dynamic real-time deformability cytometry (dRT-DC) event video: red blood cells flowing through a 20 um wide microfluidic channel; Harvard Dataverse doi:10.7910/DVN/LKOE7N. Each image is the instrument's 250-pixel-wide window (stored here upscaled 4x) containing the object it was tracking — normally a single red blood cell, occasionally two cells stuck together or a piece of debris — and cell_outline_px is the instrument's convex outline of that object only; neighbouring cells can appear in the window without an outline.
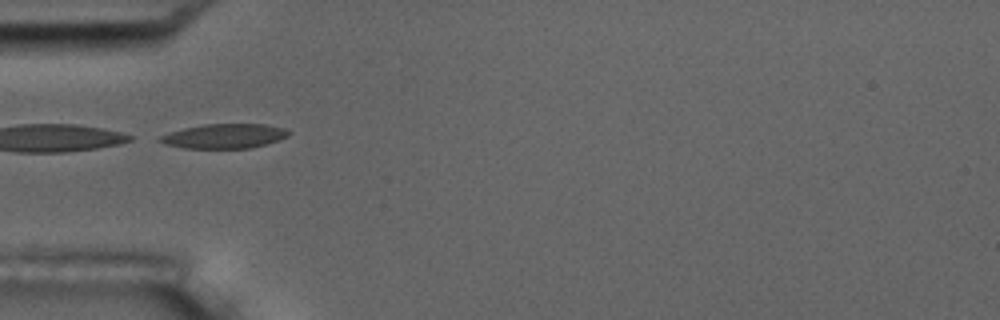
{"species": "common noctule bat (a hibernating species)", "species_latin": "Nyctalus noctula", "temperature_condition": "room temperature", "stored_images_in_passage": 9, "camera_frame_rate_fps": 3000, "um_per_image_px": 0.085, "animal": {"sex": "male", "body_mass_g": 17.5, "forearm_length_mm": 52.3}, "frame": {"image": 1, "passage_image": 1, "time_ms": 0.0, "image_size_px": [1000, 320], "cell_outline_px": [[292, 132], [288, 136], [280, 140], [252, 148], [184, 148], [164, 144], [156, 140], [160, 136], [168, 132], [184, 128], [204, 124], [264, 124], [284, 128]], "centroid_in_image_um": [19.07, 11.57], "position_along_channel_um": 65.9, "area_um2": 18.55}}